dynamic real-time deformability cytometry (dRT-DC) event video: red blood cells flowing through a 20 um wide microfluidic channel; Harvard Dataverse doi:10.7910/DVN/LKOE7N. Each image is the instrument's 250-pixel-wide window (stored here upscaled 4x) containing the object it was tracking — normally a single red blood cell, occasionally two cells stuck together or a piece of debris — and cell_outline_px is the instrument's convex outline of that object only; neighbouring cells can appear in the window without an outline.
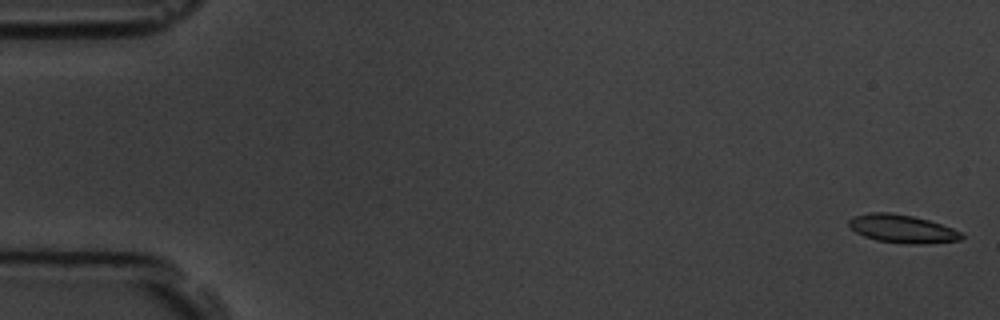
{"species": "common noctule bat (a hibernating species)", "species_latin": "Nyctalus noctula", "temperature_condition": "room temperature", "stored_images_in_passage": 10, "camera_frame_rate_fps": 3000, "um_per_image_px": 0.085, "animal": {"sex": "male", "body_mass_g": 19.5, "forearm_length_mm": 54.6}, "frame": {"image": 1, "passage_image": 1, "time_ms": 0.0, "image_size_px": [1000, 320], "cell_outline_px": [[964, 236], [960, 240], [920, 244], [912, 244], [876, 240], [864, 236], [856, 232], [848, 224], [848, 220], [852, 216], [872, 212], [888, 212], [912, 216], [928, 220], [952, 228], [960, 232]], "centroid_in_image_um": [76.66, 19.44], "position_along_channel_um": 8.3, "area_um2": 18.26}}
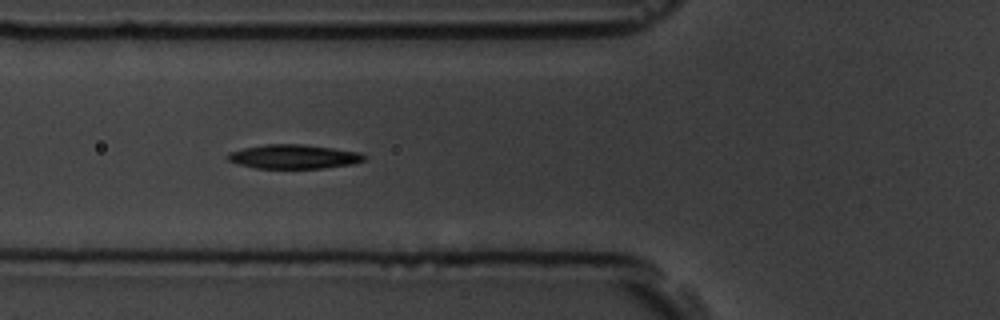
{"frame": {"image": 2, "passage_image": 6, "time_ms": 6.333, "image_size_px": [1000, 320], "cell_outline_px": [[368, 156], [364, 160], [352, 164], [324, 168], [256, 168], [240, 164], [228, 160], [228, 152], [244, 148], [264, 144], [304, 144], [360, 152]], "centroid_in_image_um": [25.0, 13.31], "position_along_channel_um": 100.8, "area_um2": 19.13}}
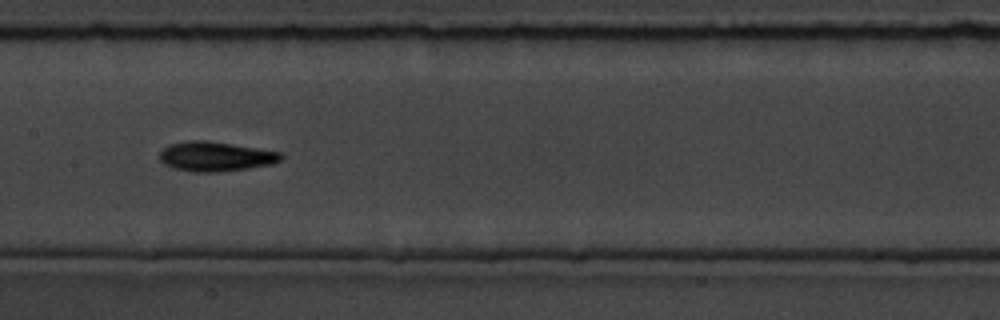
{"frame": {"image": 3, "passage_image": 8, "time_ms": 8.667, "image_size_px": [1000, 320], "cell_outline_px": [[284, 156], [280, 160], [272, 164], [248, 168], [220, 172], [192, 172], [172, 168], [164, 164], [160, 160], [160, 152], [168, 144], [188, 140], [208, 140], [280, 152]], "centroid_in_image_um": [18.29, 13.3], "position_along_channel_um": 189.1, "area_um2": 21.04}}